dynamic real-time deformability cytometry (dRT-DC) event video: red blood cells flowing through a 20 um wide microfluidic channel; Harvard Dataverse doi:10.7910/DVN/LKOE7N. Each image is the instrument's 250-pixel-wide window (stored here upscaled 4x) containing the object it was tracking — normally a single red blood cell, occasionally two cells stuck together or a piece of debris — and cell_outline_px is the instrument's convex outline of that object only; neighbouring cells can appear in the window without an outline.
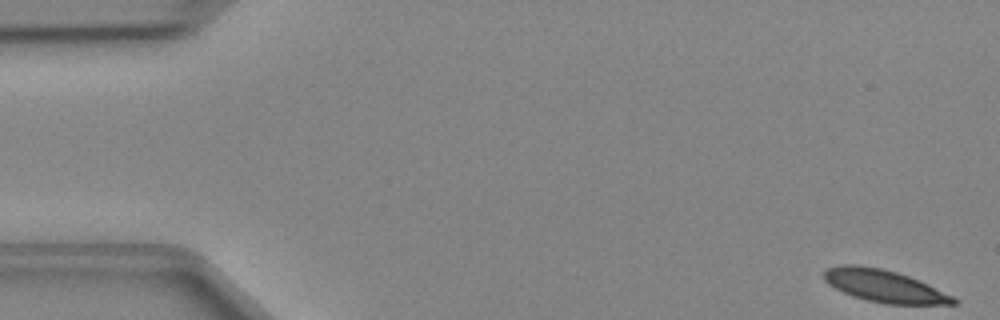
{"species": "Egyptian fruit bat (a non-hibernating species)", "species_latin": "Rousettus aegyptiacus", "temperature_condition": "cold", "stored_images_in_passage": 48, "camera_frame_rate_fps": 3000, "um_per_image_px": 0.085, "animal": {"sex": "female"}, "frame": {"image": 1, "passage_image": 1, "time_ms": 0.0, "image_size_px": [1000, 320], "cell_outline_px": [[960, 300], [956, 304], [884, 304], [852, 296], [828, 284], [824, 280], [824, 272], [828, 268], [840, 264], [860, 264], [880, 268], [896, 272], [908, 276], [928, 284]], "centroid_in_image_um": [75.15, 24.3], "position_along_channel_um": 9.9, "area_um2": 24.28}}
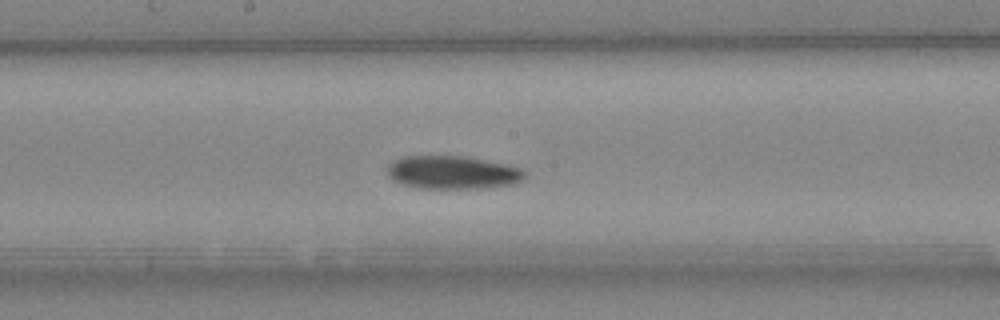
{"frame": {"image": 2, "passage_image": 25, "time_ms": 8.0, "image_size_px": [1000, 320], "cell_outline_px": [[528, 176], [512, 184], [480, 188], [420, 188], [404, 184], [392, 180], [388, 176], [388, 164], [392, 160], [404, 156], [464, 156], [504, 164], [520, 168]], "centroid_in_image_um": [38.43, 14.65], "position_along_channel_um": 209.8, "area_um2": 26.36}}
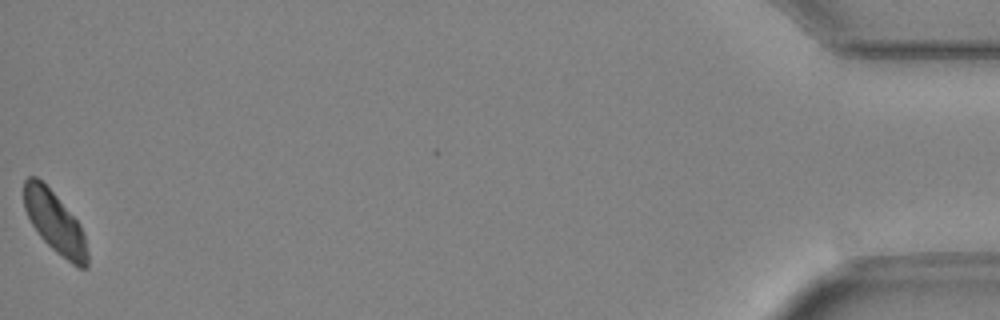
{"frame": {"image": 3, "passage_image": 48, "time_ms": 15.667, "image_size_px": [1000, 320], "cell_outline_px": [[88, 268], [76, 268], [56, 252], [40, 236], [32, 224], [24, 208], [24, 180], [28, 176], [36, 176], [56, 196], [80, 224], [84, 236], [88, 252]], "centroid_in_image_um": [4.67, 18.94], "position_along_channel_um": 430.5, "area_um2": 22.48}}